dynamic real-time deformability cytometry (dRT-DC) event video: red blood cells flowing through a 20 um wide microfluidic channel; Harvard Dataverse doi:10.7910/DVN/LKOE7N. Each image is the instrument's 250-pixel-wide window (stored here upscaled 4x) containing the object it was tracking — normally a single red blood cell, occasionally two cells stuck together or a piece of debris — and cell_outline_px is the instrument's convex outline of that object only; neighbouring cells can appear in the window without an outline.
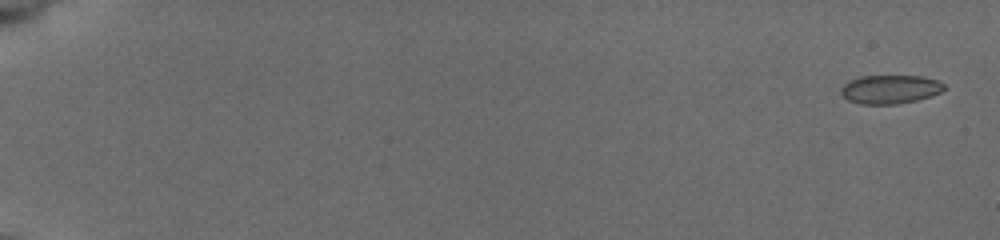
{"species": "common noctule bat (a hibernating species)", "species_latin": "Nyctalus noctula", "temperature_condition": "cold", "stored_images_in_passage": 6, "camera_frame_rate_fps": 3000, "um_per_image_px": 0.085, "animal": {"sex": "female", "body_mass_g": 19.5, "forearm_length_mm": 54.1}, "frame": {"image": 1, "passage_image": 1, "time_ms": 0.0, "image_size_px": [1000, 240], "cell_outline_px": [[948, 88], [932, 96], [916, 100], [896, 104], [860, 104], [848, 100], [840, 92], [840, 88], [844, 84], [860, 76], [924, 76], [936, 80], [944, 84]], "centroid_in_image_um": [75.68, 7.59], "position_along_channel_um": 9.3, "area_um2": 17.28}}